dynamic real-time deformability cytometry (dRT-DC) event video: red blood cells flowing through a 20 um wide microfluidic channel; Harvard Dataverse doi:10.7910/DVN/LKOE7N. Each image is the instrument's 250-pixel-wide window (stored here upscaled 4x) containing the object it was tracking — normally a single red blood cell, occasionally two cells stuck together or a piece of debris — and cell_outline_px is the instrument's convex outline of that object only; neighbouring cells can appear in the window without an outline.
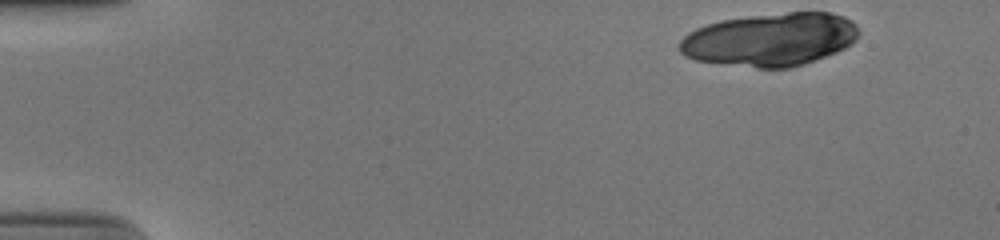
{"species": "human", "species_latin": "Homo sapiens", "temperature_condition": "cold", "stored_images_in_passage": 16, "camera_frame_rate_fps": 3000, "um_per_image_px": 0.085, "donor": {"sex": "male"}, "frame": {"image": 1, "passage_image": 1, "time_ms": 0.0, "image_size_px": [1000, 240], "cell_outline_px": [[860, 32], [856, 40], [852, 44], [836, 52], [804, 64], [792, 68], [756, 68], [696, 60], [684, 56], [680, 52], [680, 40], [688, 32], [696, 28], [720, 20], [752, 16], [788, 12], [828, 12], [844, 16], [852, 20], [856, 24]], "centroid_in_image_um": [65.5, 3.36], "position_along_channel_um": 19.5, "area_um2": 55.6}}